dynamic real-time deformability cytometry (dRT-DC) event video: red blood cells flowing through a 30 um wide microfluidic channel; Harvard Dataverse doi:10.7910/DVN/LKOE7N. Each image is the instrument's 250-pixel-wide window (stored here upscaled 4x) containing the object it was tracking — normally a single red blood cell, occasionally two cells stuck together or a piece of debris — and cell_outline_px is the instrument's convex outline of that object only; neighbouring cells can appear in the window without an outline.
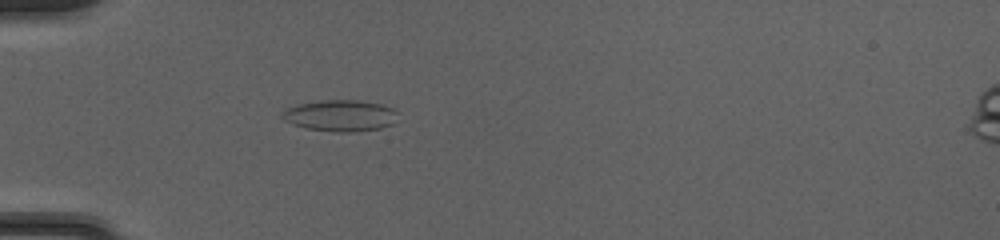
{"species": "common noctule bat (a hibernating species)", "species_latin": "Nyctalus noctula", "temperature_condition": "cold", "stored_images_in_passage": 50, "camera_frame_rate_fps": 3000, "um_per_image_px": 0.085, "animal": {"sex": "female", "body_mass_g": 20.0, "forearm_length_mm": 54.0}, "frame": {"image": 1, "passage_image": 16, "time_ms": 5.0, "image_size_px": [1000, 240], "cell_outline_px": [[396, 112], [392, 124], [380, 128], [352, 132], [336, 132], [308, 128], [284, 120], [280, 116], [280, 112], [296, 104], [320, 100], [360, 100], [380, 104], [392, 108]], "centroid_in_image_um": [28.89, 9.81], "position_along_channel_um": 56.1, "area_um2": 20.92}}
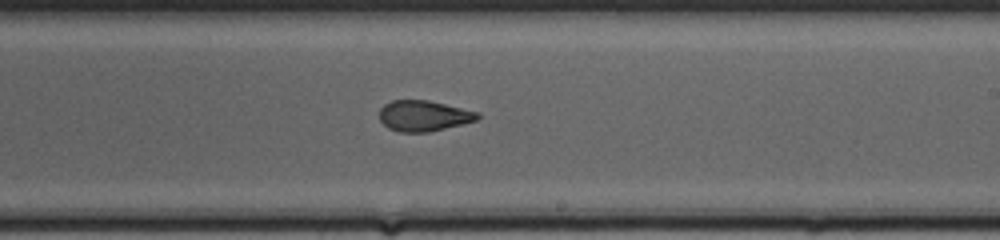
{"frame": {"image": 2, "passage_image": 31, "time_ms": 10.0, "image_size_px": [1000, 240], "cell_outline_px": [[480, 116], [476, 120], [428, 132], [400, 132], [388, 128], [380, 120], [380, 108], [384, 104], [392, 100], [428, 100], [480, 112]], "centroid_in_image_um": [35.99, 9.83], "position_along_channel_um": 253.0, "area_um2": 17.46}}
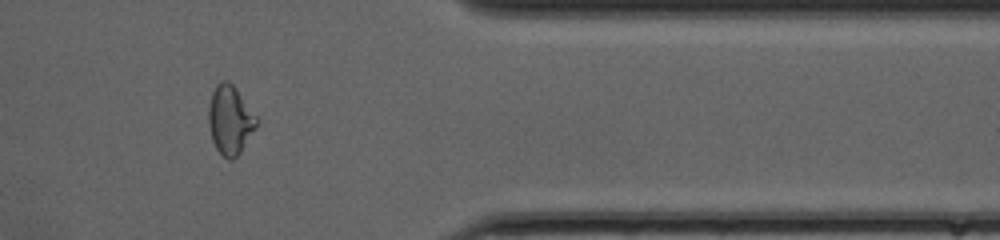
{"frame": {"image": 3, "passage_image": 42, "time_ms": 13.667, "image_size_px": [1000, 240], "cell_outline_px": [[256, 128], [240, 152], [232, 160], [228, 160], [216, 148], [212, 140], [208, 124], [208, 108], [212, 92], [216, 84], [220, 80], [228, 80], [232, 84], [256, 116]], "centroid_in_image_um": [19.52, 10.19], "position_along_channel_um": 391.9, "area_um2": 19.02}, "authors_computed_cell_mechanics": {"area_um2": 19.3052, "velocity_mm_per_s": 4.1723, "shape_relaxation_time_tau1_ms": null, "shape_relaxation_time_tau2_ms": 1.4869, "deformation_change_tau1": null, "deformation_change_tau2": 0.0836}}